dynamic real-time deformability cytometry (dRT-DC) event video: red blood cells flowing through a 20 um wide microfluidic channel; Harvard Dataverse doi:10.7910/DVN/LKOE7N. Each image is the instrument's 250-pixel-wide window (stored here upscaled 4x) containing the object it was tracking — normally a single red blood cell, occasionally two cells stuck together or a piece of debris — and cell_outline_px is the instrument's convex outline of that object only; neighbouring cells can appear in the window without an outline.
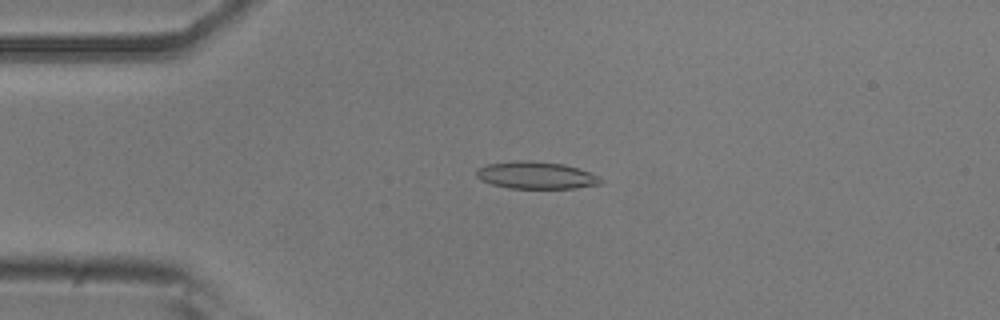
{"species": "common noctule bat (a hibernating species)", "species_latin": "Nyctalus noctula", "temperature_condition": "room temperature", "stored_images_in_passage": 51, "camera_frame_rate_fps": 3000, "um_per_image_px": 0.085, "animal": {"sex": "male", "body_mass_g": 20.5, "forearm_length_mm": 52.5}, "frame": {"image": 1, "passage_image": 12, "time_ms": 3.667, "image_size_px": [1000, 320], "cell_outline_px": [[604, 180], [600, 184], [576, 188], [508, 188], [492, 184], [480, 180], [476, 176], [476, 172], [480, 168], [488, 164], [520, 160], [528, 160], [564, 164], [588, 172]], "centroid_in_image_um": [45.55, 14.9], "position_along_channel_um": 39.4, "area_um2": 19.48}}
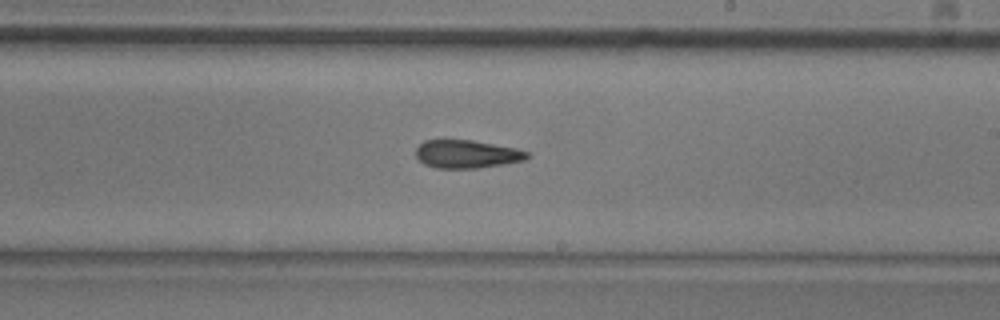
{"frame": {"image": 2, "passage_image": 30, "time_ms": 9.667, "image_size_px": [1000, 320], "cell_outline_px": [[532, 156], [524, 160], [504, 164], [476, 168], [436, 168], [424, 164], [416, 156], [416, 148], [424, 140], [472, 140], [516, 148], [528, 152]], "centroid_in_image_um": [39.69, 13.1], "position_along_channel_um": 249.3, "area_um2": 18.21}}
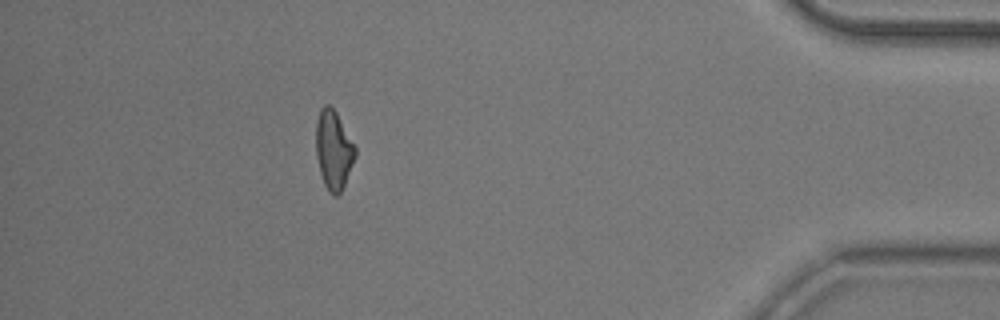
{"frame": {"image": 3, "passage_image": 46, "time_ms": 15.0, "image_size_px": [1000, 320], "cell_outline_px": [[356, 156], [344, 184], [340, 192], [336, 196], [332, 196], [328, 192], [324, 184], [320, 172], [316, 156], [316, 120], [320, 108], [324, 104], [328, 104], [336, 112], [356, 148]], "centroid_in_image_um": [28.33, 12.74], "position_along_channel_um": 406.9, "area_um2": 17.98}, "authors_computed_cell_mechanics": {"area_um2": 18.6694, "velocity_mm_per_s": 3.9138, "shape_relaxation_time_tau1_ms": null, "shape_relaxation_time_tau2_ms": 4.2233, "deformation_change_tau1": null, "deformation_change_tau2": 0.1455}}